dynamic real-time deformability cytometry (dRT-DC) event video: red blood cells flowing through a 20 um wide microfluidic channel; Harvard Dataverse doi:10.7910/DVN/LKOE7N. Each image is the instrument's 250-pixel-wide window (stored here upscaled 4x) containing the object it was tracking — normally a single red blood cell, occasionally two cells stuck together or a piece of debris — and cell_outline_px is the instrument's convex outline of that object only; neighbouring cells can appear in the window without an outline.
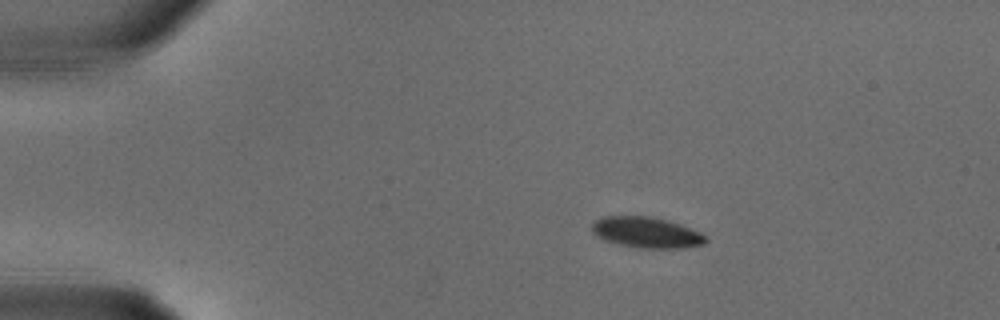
{"species": "common noctule bat (a hibernating species)", "species_latin": "Nyctalus noctula", "temperature_condition": "warm", "stored_images_in_passage": 25, "camera_frame_rate_fps": 3000, "um_per_image_px": 0.085, "animal": {"sex": "male", "body_mass_g": 18.8}, "frame": {"image": 1, "passage_image": 1, "time_ms": 0.0, "image_size_px": [1000, 320], "cell_outline_px": [[708, 240], [704, 244], [680, 248], [640, 248], [620, 244], [604, 240], [596, 236], [592, 232], [592, 224], [596, 220], [604, 216], [652, 216], [668, 220], [700, 232], [708, 236]], "centroid_in_image_um": [54.96, 19.75], "position_along_channel_um": 30.0, "area_um2": 20.46}}
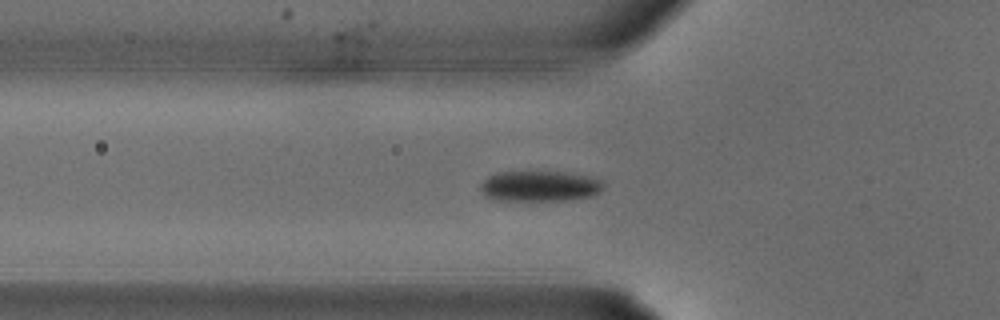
{"frame": {"image": 2, "passage_image": 6, "time_ms": 1.667, "image_size_px": [1000, 320], "cell_outline_px": [[604, 188], [600, 192], [592, 196], [564, 200], [492, 200], [484, 196], [480, 188], [480, 184], [488, 176], [496, 172], [572, 172], [588, 176], [600, 180], [604, 184]], "centroid_in_image_um": [45.86, 15.82], "position_along_channel_um": 79.9, "area_um2": 22.08}}
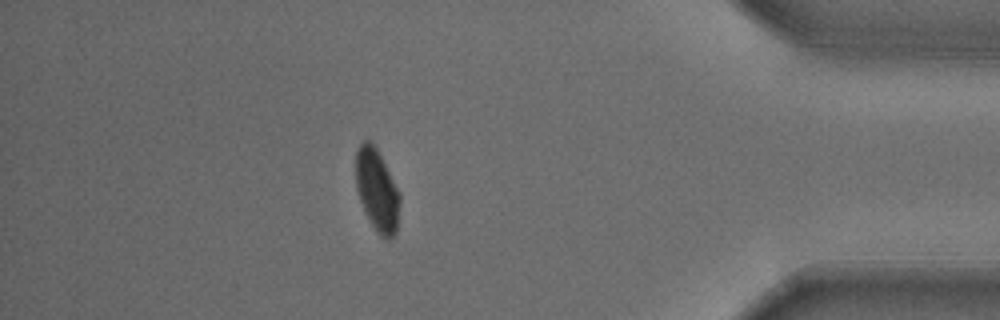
{"frame": {"image": 3, "passage_image": 22, "time_ms": 7.0, "image_size_px": [1000, 320], "cell_outline_px": [[400, 200], [396, 232], [388, 240], [384, 240], [376, 232], [364, 212], [356, 188], [356, 148], [364, 140], [368, 140], [376, 148], [400, 192]], "centroid_in_image_um": [32.04, 16.2], "position_along_channel_um": 403.2, "area_um2": 21.1}}